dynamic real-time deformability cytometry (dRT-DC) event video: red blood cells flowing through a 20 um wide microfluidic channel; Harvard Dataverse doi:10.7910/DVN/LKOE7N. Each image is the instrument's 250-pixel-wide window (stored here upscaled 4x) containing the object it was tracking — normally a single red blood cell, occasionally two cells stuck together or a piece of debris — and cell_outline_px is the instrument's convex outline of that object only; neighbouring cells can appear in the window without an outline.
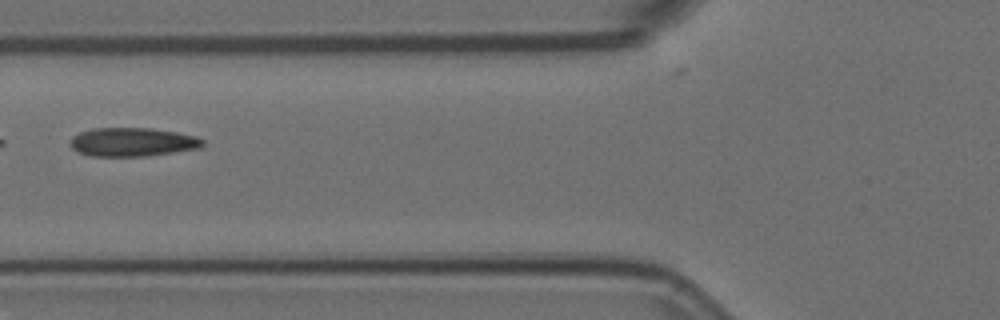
{"species": "Egyptian fruit bat (a non-hibernating species)", "species_latin": "Rousettus aegyptiacus", "temperature_condition": "room temperature", "stored_images_in_passage": 6, "camera_frame_rate_fps": 3000, "um_per_image_px": 0.085, "animal": {"sex": "female"}, "frame": {"image": 1, "passage_image": 6, "time_ms": 1.667, "image_size_px": [1000, 320], "cell_outline_px": [[204, 144], [200, 148], [144, 156], [92, 156], [80, 152], [72, 148], [72, 136], [80, 132], [92, 128], [152, 128], [176, 132], [196, 136], [204, 140]], "centroid_in_image_um": [11.28, 12.06], "position_along_channel_um": 114.5, "area_um2": 21.96}}